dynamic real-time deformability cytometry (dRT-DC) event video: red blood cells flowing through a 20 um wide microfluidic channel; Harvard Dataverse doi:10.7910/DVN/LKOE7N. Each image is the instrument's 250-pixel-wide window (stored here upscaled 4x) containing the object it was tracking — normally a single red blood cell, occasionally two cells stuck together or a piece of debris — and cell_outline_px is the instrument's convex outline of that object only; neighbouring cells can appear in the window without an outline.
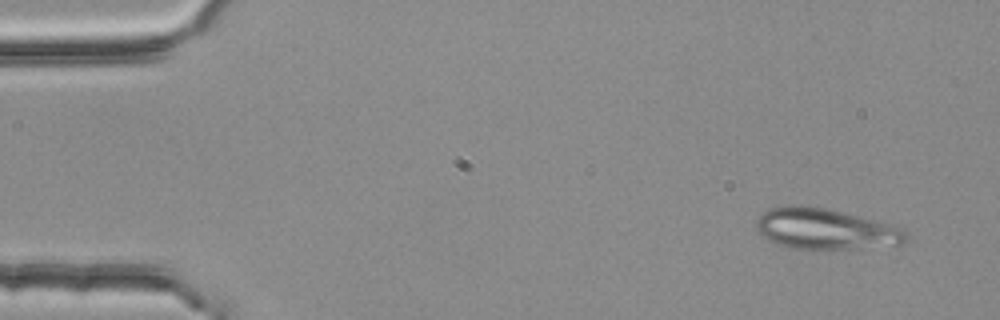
{"species": "common noctule bat (a hibernating species)", "species_latin": "Nyctalus noctula", "temperature_condition": "room temperature", "stored_images_in_passage": 5, "camera_frame_rate_fps": 3000, "um_per_image_px": 0.085, "animal": {"sex": "female", "body_mass_g": 25.1}, "frame": {"image": 1, "passage_image": 1, "time_ms": 0.0, "image_size_px": [1000, 320], "cell_outline_px": [[908, 240], [900, 244], [852, 248], [796, 248], [780, 244], [772, 240], [760, 232], [756, 228], [756, 220], [768, 208], [792, 204], [800, 204], [840, 212], [892, 224], [904, 228], [908, 236]], "centroid_in_image_um": [70.18, 19.44], "position_along_channel_um": 14.8, "area_um2": 34.8}}